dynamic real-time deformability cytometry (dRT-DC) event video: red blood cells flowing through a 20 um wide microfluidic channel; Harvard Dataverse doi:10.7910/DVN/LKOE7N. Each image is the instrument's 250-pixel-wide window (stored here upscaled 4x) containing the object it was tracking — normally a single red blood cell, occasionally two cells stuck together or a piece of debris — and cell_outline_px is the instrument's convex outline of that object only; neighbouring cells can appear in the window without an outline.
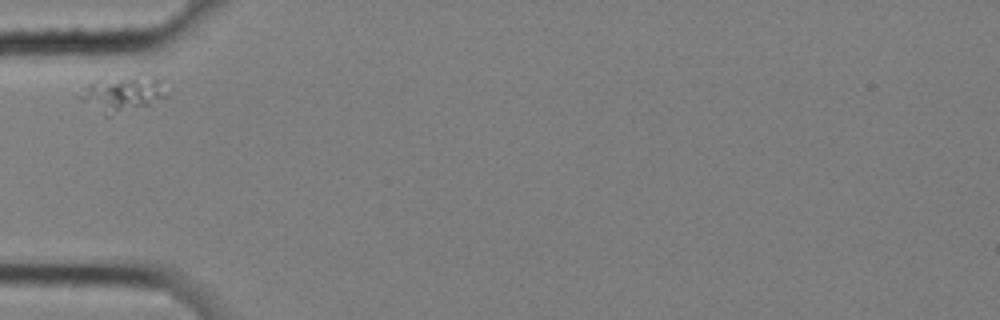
{"species": "common noctule bat (a hibernating species)", "species_latin": "Nyctalus noctula", "temperature_condition": "cold", "stored_images_in_passage": 4, "camera_frame_rate_fps": 3000, "um_per_image_px": 0.085, "animal": {"sex": "female", "body_mass_g": 25.1}, "frame": {"image": 1, "passage_image": 1, "time_ms": 0.0, "image_size_px": [1000, 320], "cell_outline_px": [[168, 92], [164, 96], [148, 104], [108, 116], [104, 116], [80, 100], [76, 96], [92, 80], [136, 72], [156, 76], [160, 80]], "centroid_in_image_um": [10.37, 7.88], "position_along_channel_um": 74.6, "area_um2": 18.73}}
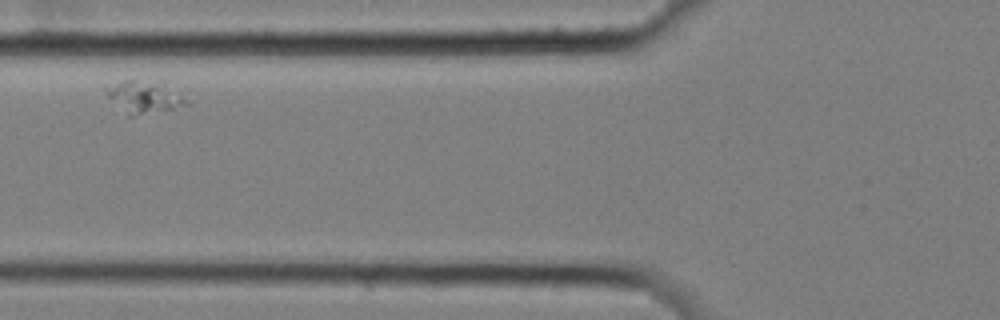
{"frame": {"image": 2, "passage_image": 2, "time_ms": 0.333, "image_size_px": [1000, 320], "cell_outline_px": [[192, 104], [172, 112], [132, 116], [128, 116], [104, 92], [104, 88], [124, 80], [132, 80], [192, 100]], "centroid_in_image_um": [12.25, 8.4], "position_along_channel_um": 113.5, "area_um2": 14.16}}
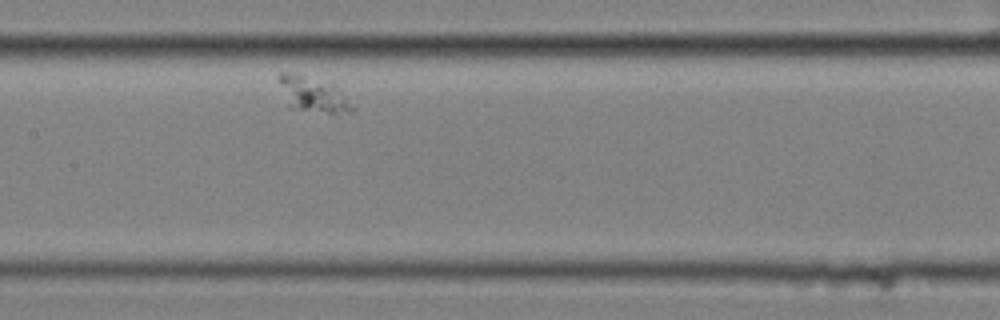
{"frame": {"image": 3, "passage_image": 4, "time_ms": 1.0, "image_size_px": [1000, 320], "cell_outline_px": [[356, 108], [352, 112], [328, 112], [288, 108], [276, 76], [280, 72], [300, 72], [332, 84], [340, 88]], "centroid_in_image_um": [26.57, 7.97], "position_along_channel_um": 180.8, "area_um2": 15.49}}